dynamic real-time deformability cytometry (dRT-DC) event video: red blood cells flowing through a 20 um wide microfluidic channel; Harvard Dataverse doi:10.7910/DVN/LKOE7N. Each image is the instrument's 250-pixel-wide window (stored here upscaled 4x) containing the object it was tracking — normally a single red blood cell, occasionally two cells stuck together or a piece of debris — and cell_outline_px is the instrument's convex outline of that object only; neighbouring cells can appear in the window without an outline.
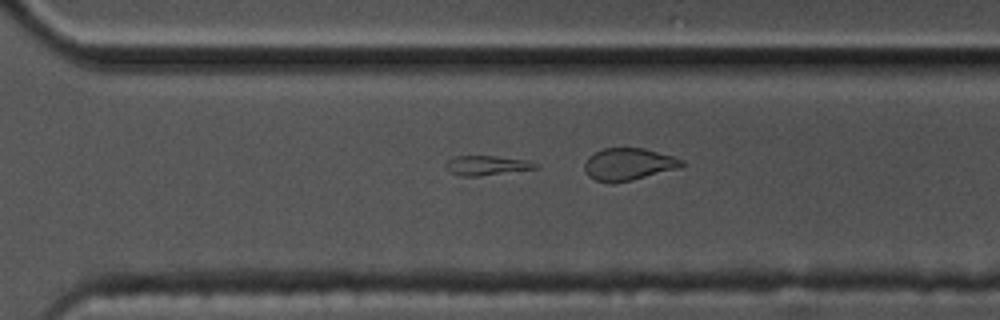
{"species": "common noctule bat (a hibernating species)", "species_latin": "Nyctalus noctula", "temperature_condition": "cold", "stored_images_in_passage": 36, "segment_of_instrument_passage": [2, 2], "camera_frame_rate_fps": 3000, "um_per_image_px": 0.085, "animal": {"sex": "male", "body_mass_g": 17.5, "forearm_length_mm": 52.3}, "frame": {"image": 1, "passage_image": 32, "time_ms": 10.333, "image_size_px": [1000, 320], "cell_outline_px": [[540, 168], [480, 176], [460, 176], [452, 172], [444, 164], [452, 156], [492, 156], [528, 160], [540, 164]], "centroid_in_image_um": [41.43, 14.06], "position_along_channel_um": 329.2, "area_um2": 10.29}}